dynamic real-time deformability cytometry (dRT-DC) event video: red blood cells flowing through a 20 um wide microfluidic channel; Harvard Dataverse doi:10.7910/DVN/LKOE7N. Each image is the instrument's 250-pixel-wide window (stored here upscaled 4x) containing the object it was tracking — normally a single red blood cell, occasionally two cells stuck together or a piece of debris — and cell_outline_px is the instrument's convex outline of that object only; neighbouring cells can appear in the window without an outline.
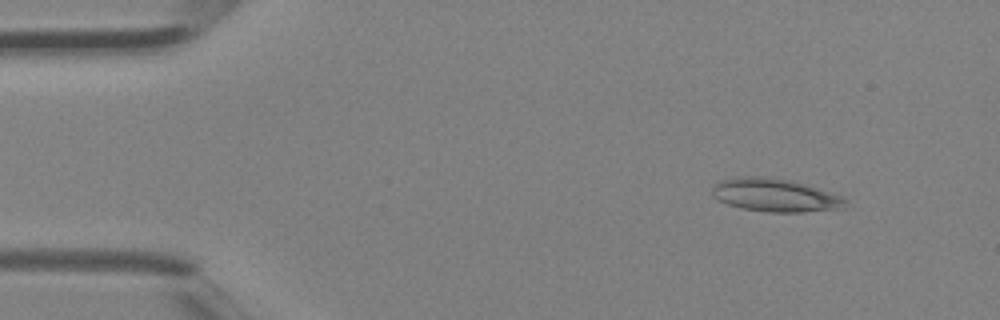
{"species": "Egyptian fruit bat (a non-hibernating species)", "species_latin": "Rousettus aegyptiacus", "temperature_condition": "room temperature", "stored_images_in_passage": 4, "camera_frame_rate_fps": 3000, "um_per_image_px": 0.085, "animal": {"sex": "female"}, "frame": {"image": 1, "passage_image": 2, "time_ms": 0.333, "image_size_px": [1000, 320], "cell_outline_px": [[848, 200], [844, 208], [804, 212], [768, 212], [740, 208], [716, 200], [712, 196], [712, 188], [720, 180], [740, 176], [756, 176], [788, 180], [804, 184], [840, 196]], "centroid_in_image_um": [65.84, 16.6], "position_along_channel_um": 19.2, "area_um2": 25.55}}
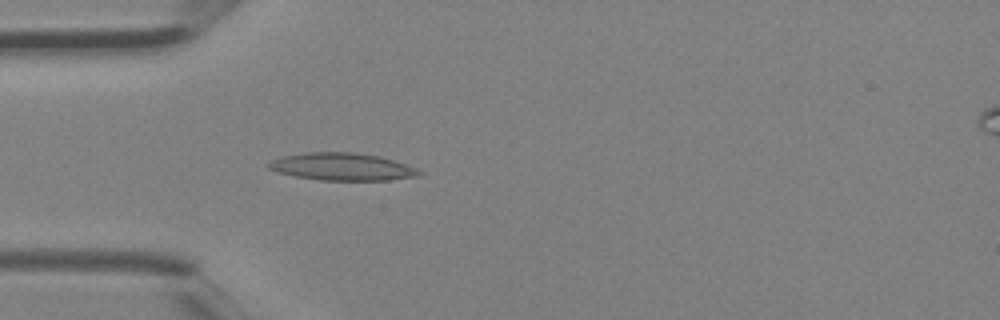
{"frame": {"image": 2, "passage_image": 4, "time_ms": 1.0, "image_size_px": [1000, 320], "cell_outline_px": [[424, 172], [420, 176], [388, 180], [320, 180], [296, 176], [280, 172], [268, 168], [268, 164], [272, 160], [280, 156], [308, 152], [352, 152], [380, 156], [416, 168]], "centroid_in_image_um": [29.1, 14.17], "position_along_channel_um": 55.9, "area_um2": 23.93}}